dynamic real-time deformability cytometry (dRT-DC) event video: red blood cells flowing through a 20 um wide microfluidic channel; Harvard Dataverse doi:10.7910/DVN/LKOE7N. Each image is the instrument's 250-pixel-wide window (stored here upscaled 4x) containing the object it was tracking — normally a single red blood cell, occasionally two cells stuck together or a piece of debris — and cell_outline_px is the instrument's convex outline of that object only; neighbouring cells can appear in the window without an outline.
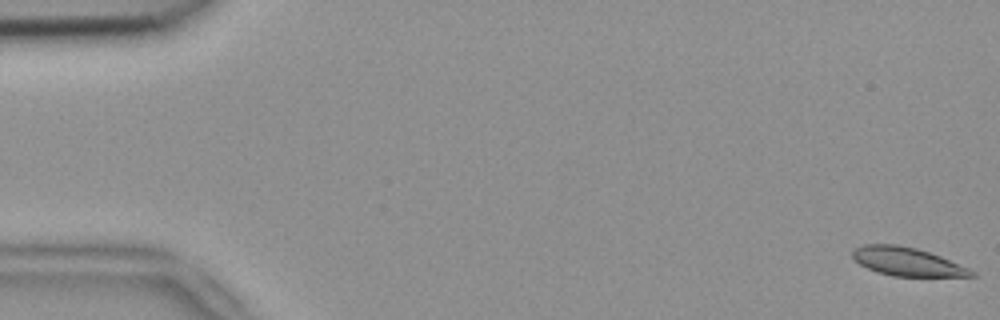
{"species": "common noctule bat (a hibernating species)", "species_latin": "Nyctalus noctula", "temperature_condition": "room temperature", "stored_images_in_passage": 55, "camera_frame_rate_fps": 3000, "um_per_image_px": 0.085, "animal": {"sex": "female", "body_mass_g": 18.4}, "frame": {"image": 1, "passage_image": 1, "time_ms": 0.0, "image_size_px": [1000, 320], "cell_outline_px": [[976, 276], [892, 276], [868, 268], [860, 264], [852, 256], [852, 252], [856, 248], [864, 244], [896, 244], [916, 248], [940, 256], [968, 268], [976, 272]], "centroid_in_image_um": [77.1, 22.23], "position_along_channel_um": 7.9, "area_um2": 19.36}}
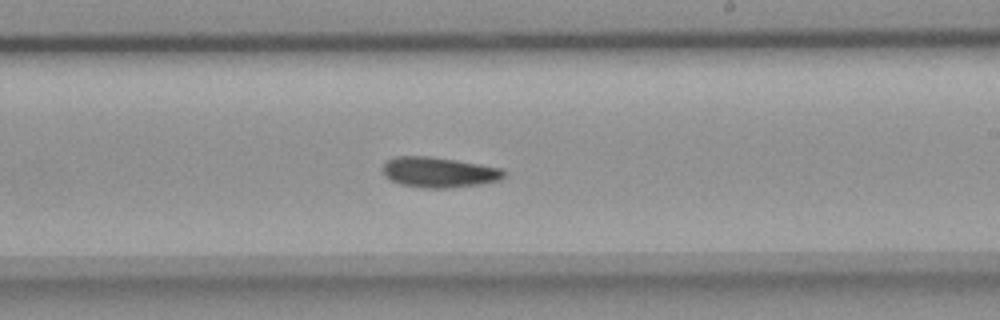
{"frame": {"image": 2, "passage_image": 32, "time_ms": 10.333, "image_size_px": [1000, 320], "cell_outline_px": [[504, 176], [500, 180], [480, 184], [444, 188], [424, 188], [400, 184], [384, 176], [380, 168], [384, 160], [396, 156], [428, 156], [456, 160], [500, 168], [504, 172]], "centroid_in_image_um": [37.21, 14.63], "position_along_channel_um": 251.8, "area_um2": 21.5}}
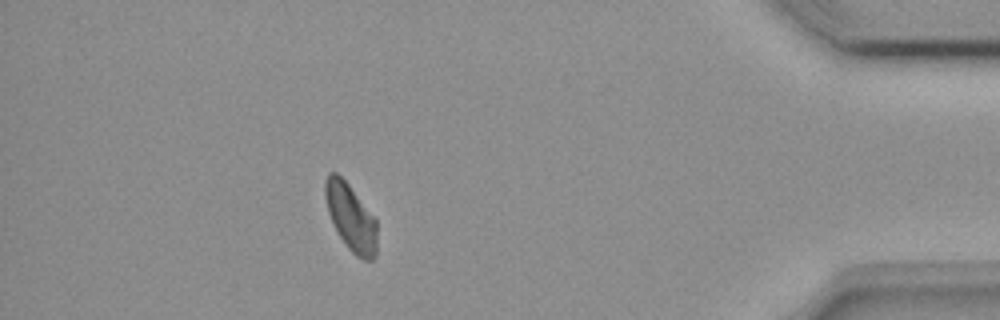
{"frame": {"image": 3, "passage_image": 48, "time_ms": 15.667, "image_size_px": [1000, 320], "cell_outline_px": [[376, 256], [372, 260], [364, 260], [356, 256], [348, 248], [340, 236], [328, 212], [324, 192], [324, 180], [328, 172], [336, 172], [348, 184], [376, 220]], "centroid_in_image_um": [29.8, 18.47], "position_along_channel_um": 405.4, "area_um2": 19.88}}